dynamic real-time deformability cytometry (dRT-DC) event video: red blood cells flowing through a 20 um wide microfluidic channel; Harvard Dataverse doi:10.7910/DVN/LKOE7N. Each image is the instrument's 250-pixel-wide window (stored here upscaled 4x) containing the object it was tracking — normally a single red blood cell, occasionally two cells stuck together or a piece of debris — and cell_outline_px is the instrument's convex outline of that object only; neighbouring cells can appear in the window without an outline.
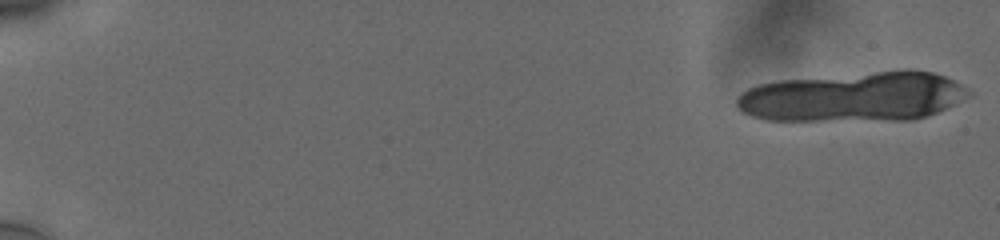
{"species": "human", "species_latin": "Homo sapiens", "temperature_condition": "cold", "stored_images_in_passage": 14, "camera_frame_rate_fps": 3000, "um_per_image_px": 0.085, "donor": {"sex": "male"}, "frame": {"image": 1, "passage_image": 1, "time_ms": 0.0, "image_size_px": [1000, 240], "cell_outline_px": [[972, 96], [936, 112], [912, 120], [764, 120], [752, 116], [744, 112], [736, 104], [736, 100], [748, 88], [760, 84], [776, 80], [904, 68], [912, 68], [932, 72], [944, 76], [960, 84], [972, 92]], "centroid_in_image_um": [72.59, 8.2], "position_along_channel_um": 12.4, "area_um2": 67.68}}